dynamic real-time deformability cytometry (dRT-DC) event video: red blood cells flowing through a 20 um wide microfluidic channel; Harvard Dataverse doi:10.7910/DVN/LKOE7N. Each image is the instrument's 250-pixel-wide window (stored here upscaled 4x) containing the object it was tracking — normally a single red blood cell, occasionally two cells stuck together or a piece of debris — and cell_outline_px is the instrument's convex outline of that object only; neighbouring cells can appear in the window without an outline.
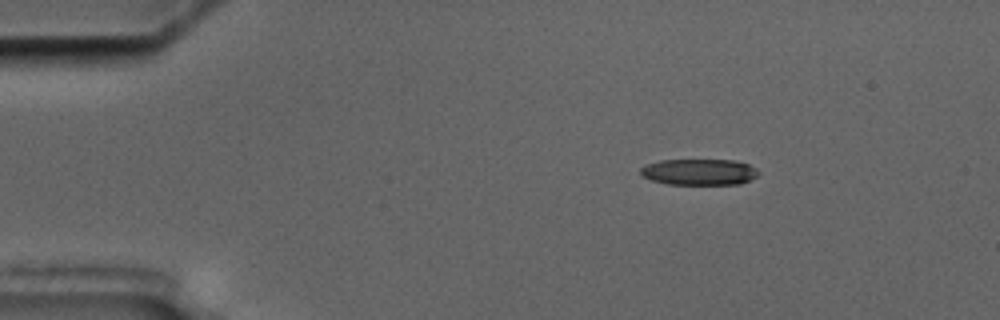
{"species": "common noctule bat (a hibernating species)", "species_latin": "Nyctalus noctula", "temperature_condition": "cold", "stored_images_in_passage": 5, "camera_frame_rate_fps": 3000, "um_per_image_px": 0.085, "animal": {"sex": "male", "body_mass_g": 17.5, "forearm_length_mm": 52.3}, "frame": {"image": 1, "passage_image": 1, "time_ms": 0.0, "image_size_px": [1000, 320], "cell_outline_px": [[760, 172], [756, 176], [740, 184], [668, 184], [652, 180], [640, 176], [640, 168], [644, 164], [660, 160], [732, 160], [748, 164], [756, 168]], "centroid_in_image_um": [59.38, 14.61], "position_along_channel_um": 25.6, "area_um2": 18.03}}
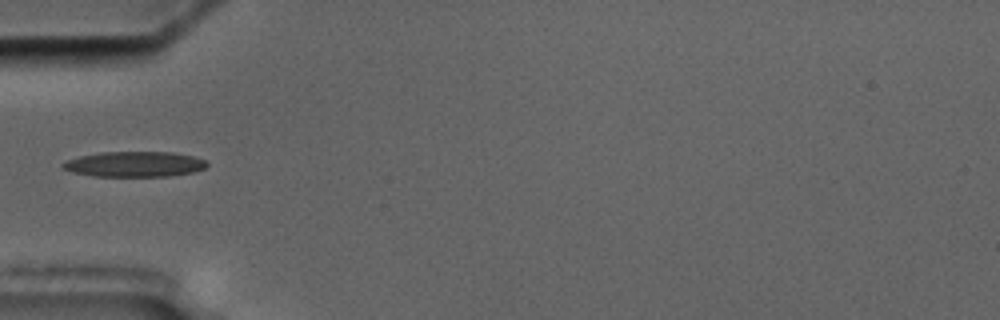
{"frame": {"image": 2, "passage_image": 4, "time_ms": 3.333, "image_size_px": [1000, 320], "cell_outline_px": [[208, 164], [204, 168], [192, 172], [168, 176], [92, 176], [72, 172], [60, 168], [60, 164], [68, 160], [80, 156], [100, 152], [172, 152], [192, 156], [204, 160]], "centroid_in_image_um": [11.38, 13.95], "position_along_channel_um": 73.6, "area_um2": 21.21}}